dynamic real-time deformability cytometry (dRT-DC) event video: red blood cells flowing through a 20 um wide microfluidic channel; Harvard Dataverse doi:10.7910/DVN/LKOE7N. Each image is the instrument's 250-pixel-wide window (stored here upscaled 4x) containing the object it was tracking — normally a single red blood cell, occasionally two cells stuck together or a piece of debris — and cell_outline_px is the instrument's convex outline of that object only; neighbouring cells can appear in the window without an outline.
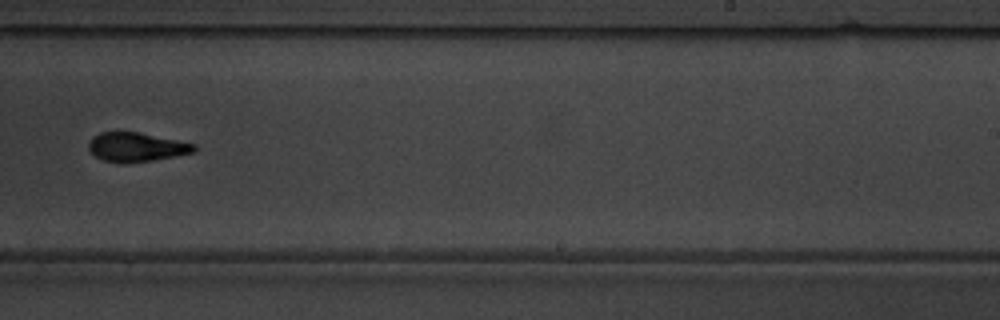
{"species": "common noctule bat (a hibernating species)", "species_latin": "Nyctalus noctula", "temperature_condition": "warm", "stored_images_in_passage": 10, "camera_frame_rate_fps": 3000, "um_per_image_px": 0.085, "animal": {"sex": "male", "body_mass_g": 19.5, "forearm_length_mm": 54.6}, "frame": {"image": 1, "passage_image": 10, "time_ms": 11.0, "image_size_px": [1000, 320], "cell_outline_px": [[196, 152], [176, 156], [152, 160], [124, 164], [120, 164], [100, 160], [88, 148], [88, 144], [92, 136], [100, 132], [140, 132], [196, 144]], "centroid_in_image_um": [11.58, 12.51], "position_along_channel_um": 277.4, "area_um2": 18.15}}